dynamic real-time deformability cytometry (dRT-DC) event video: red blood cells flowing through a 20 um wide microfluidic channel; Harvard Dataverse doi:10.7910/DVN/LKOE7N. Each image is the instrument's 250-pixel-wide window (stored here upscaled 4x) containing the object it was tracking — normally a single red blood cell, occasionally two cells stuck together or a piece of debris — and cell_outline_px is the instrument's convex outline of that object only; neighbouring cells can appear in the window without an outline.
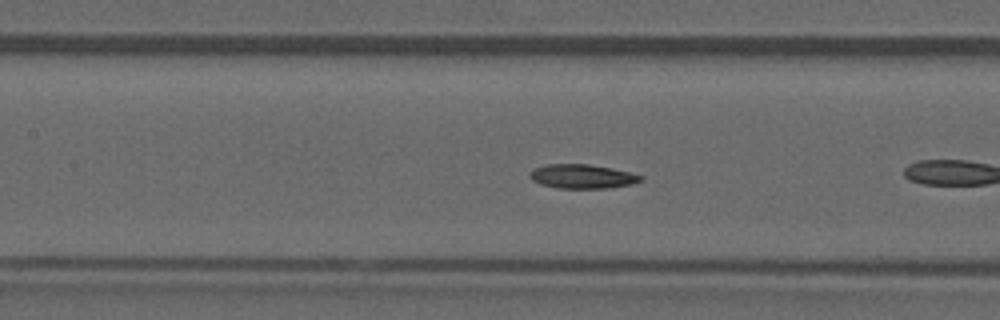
{"species": "common noctule bat (a hibernating species)", "species_latin": "Nyctalus noctula", "temperature_condition": "warm", "stored_images_in_passage": 15, "camera_frame_rate_fps": 3000, "um_per_image_px": 0.085, "animal": {"sex": "male", "forearm_length_mm": 52.5}, "frame": {"image": 1, "passage_image": 9, "time_ms": 2.667, "image_size_px": [1000, 320], "cell_outline_px": [[644, 180], [632, 184], [608, 188], [556, 188], [540, 184], [532, 180], [528, 176], [528, 172], [532, 168], [544, 164], [588, 164], [612, 168], [644, 176]], "centroid_in_image_um": [49.45, 14.99], "position_along_channel_um": 158.0, "area_um2": 15.84}}